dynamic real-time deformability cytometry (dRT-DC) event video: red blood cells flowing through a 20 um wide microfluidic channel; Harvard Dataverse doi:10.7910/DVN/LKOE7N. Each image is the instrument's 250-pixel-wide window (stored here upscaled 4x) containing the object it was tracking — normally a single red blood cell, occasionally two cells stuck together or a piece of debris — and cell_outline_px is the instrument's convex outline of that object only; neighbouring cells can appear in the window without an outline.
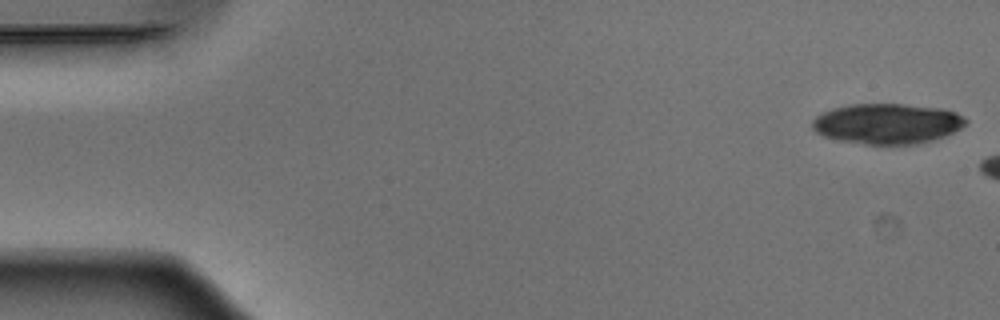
{"species": "Egyptian fruit bat (a non-hibernating species)", "species_latin": "Rousettus aegyptiacus", "temperature_condition": "warm", "stored_images_in_passage": 6, "camera_frame_rate_fps": 3000, "um_per_image_px": 0.085, "animal": {"sex": "male"}, "frame": {"image": 1, "passage_image": 1, "time_ms": 0.0, "image_size_px": [1000, 320], "cell_outline_px": [[968, 120], [960, 128], [944, 136], [912, 144], [864, 144], [836, 140], [824, 136], [816, 132], [812, 128], [812, 120], [816, 116], [832, 108], [848, 104], [904, 104], [940, 108], [956, 112], [964, 116]], "centroid_in_image_um": [75.37, 10.5], "position_along_channel_um": 9.6, "area_um2": 35.95}}